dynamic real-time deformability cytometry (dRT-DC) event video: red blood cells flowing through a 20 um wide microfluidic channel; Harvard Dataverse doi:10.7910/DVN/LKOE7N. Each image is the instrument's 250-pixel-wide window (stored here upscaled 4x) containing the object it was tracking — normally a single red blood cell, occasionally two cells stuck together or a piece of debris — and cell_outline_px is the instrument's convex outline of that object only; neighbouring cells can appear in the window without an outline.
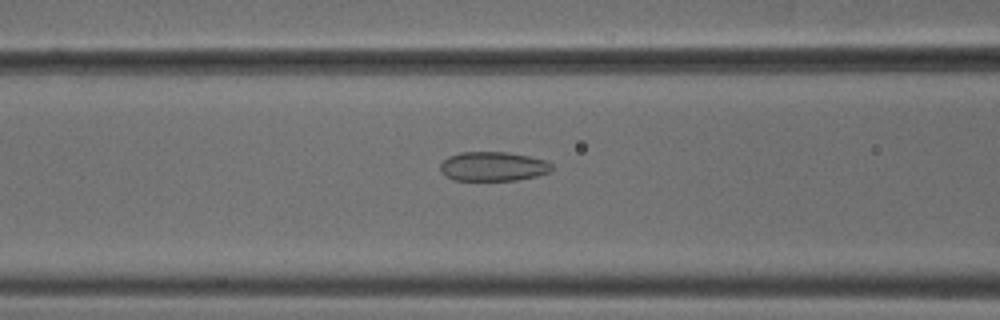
{"species": "common noctule bat (a hibernating species)", "species_latin": "Nyctalus noctula", "temperature_condition": "cold", "stored_images_in_passage": 42, "camera_frame_rate_fps": 3000, "um_per_image_px": 0.085, "animal": {"sex": "male", "body_mass_g": 18.8}, "frame": {"image": 1, "passage_image": 11, "time_ms": 3.333, "image_size_px": [1000, 320], "cell_outline_px": [[552, 168], [548, 172], [536, 176], [516, 180], [452, 180], [440, 172], [440, 164], [448, 156], [460, 152], [508, 152], [528, 156], [544, 160], [552, 164]], "centroid_in_image_um": [41.87, 14.14], "position_along_channel_um": 124.7, "area_um2": 19.02}}
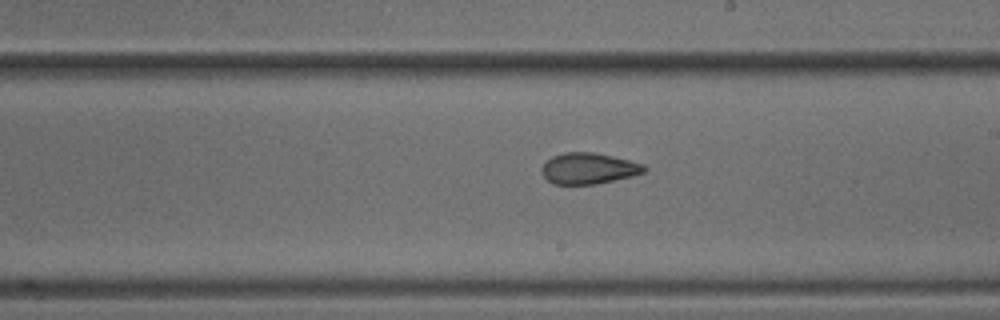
{"frame": {"image": 2, "passage_image": 20, "time_ms": 6.333, "image_size_px": [1000, 320], "cell_outline_px": [[648, 168], [644, 172], [632, 176], [596, 184], [552, 184], [540, 172], [540, 168], [552, 156], [564, 152], [592, 152], [612, 156], [644, 164]], "centroid_in_image_um": [50.02, 14.32], "position_along_channel_um": 239.0, "area_um2": 18.55}}
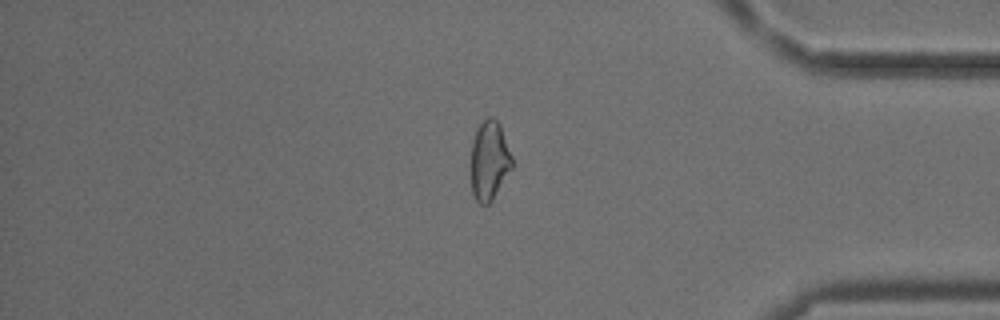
{"frame": {"image": 3, "passage_image": 34, "time_ms": 11.0, "image_size_px": [1000, 320], "cell_outline_px": [[512, 168], [492, 200], [488, 204], [480, 204], [476, 200], [472, 192], [472, 140], [476, 128], [488, 116], [492, 116], [500, 124], [512, 156]], "centroid_in_image_um": [41.6, 13.62], "position_along_channel_um": 393.6, "area_um2": 18.84}, "authors_computed_cell_mechanics": {"area_um2": 19.2185, "velocity_mm_per_s": 3.8041, "shape_relaxation_time_tau1_ms": null, "shape_relaxation_time_tau2_ms": 1.5059, "deformation_change_tau1": null, "deformation_change_tau2": 0.0726}}